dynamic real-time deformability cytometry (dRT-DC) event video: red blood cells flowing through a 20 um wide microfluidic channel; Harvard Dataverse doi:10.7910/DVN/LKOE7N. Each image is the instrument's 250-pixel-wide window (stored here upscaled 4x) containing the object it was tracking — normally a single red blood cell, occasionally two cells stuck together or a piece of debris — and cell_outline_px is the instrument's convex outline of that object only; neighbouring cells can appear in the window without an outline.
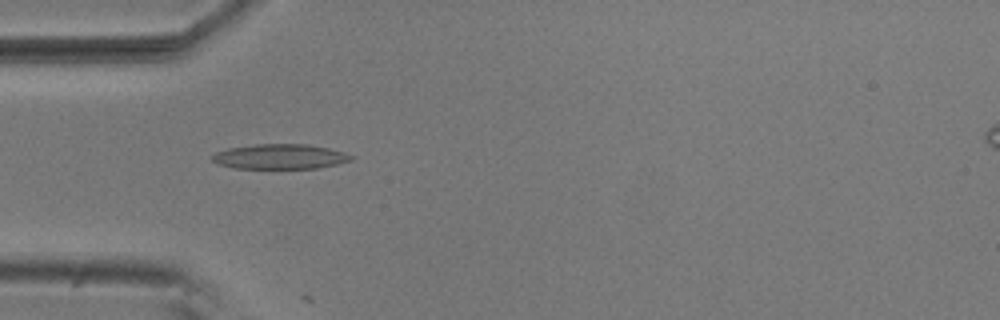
{"species": "common noctule bat (a hibernating species)", "species_latin": "Nyctalus noctula", "temperature_condition": "room temperature", "stored_images_in_passage": 5, "camera_frame_rate_fps": 3000, "um_per_image_px": 0.085, "animal": {"sex": "male", "body_mass_g": 20.5, "forearm_length_mm": 52.5}, "frame": {"image": 1, "passage_image": 4, "time_ms": 1.0, "image_size_px": [1000, 320], "cell_outline_px": [[356, 156], [352, 160], [336, 164], [316, 168], [232, 168], [220, 164], [212, 160], [212, 156], [216, 152], [228, 148], [256, 144], [304, 144], [328, 148], [344, 152]], "centroid_in_image_um": [23.82, 13.31], "position_along_channel_um": 61.2, "area_um2": 20.06}}
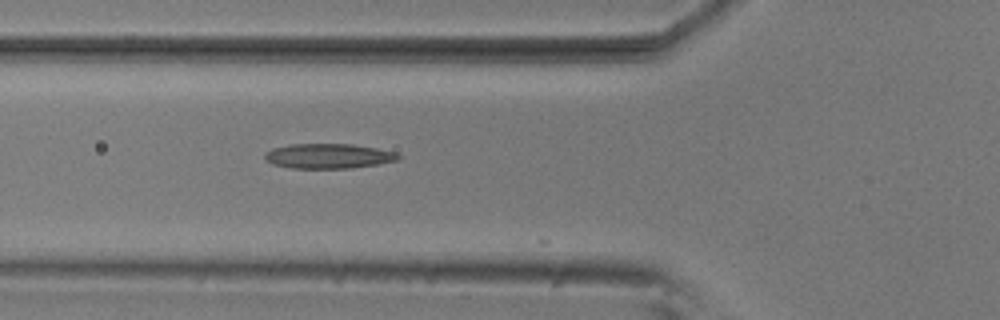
{"frame": {"image": 2, "passage_image": 5, "time_ms": 1.333, "image_size_px": [1000, 320], "cell_outline_px": [[400, 160], [352, 168], [292, 168], [272, 164], [264, 156], [264, 152], [272, 148], [292, 144], [352, 144], [376, 148], [396, 152], [400, 156]], "centroid_in_image_um": [27.92, 13.26], "position_along_channel_um": 97.9, "area_um2": 19.31}}